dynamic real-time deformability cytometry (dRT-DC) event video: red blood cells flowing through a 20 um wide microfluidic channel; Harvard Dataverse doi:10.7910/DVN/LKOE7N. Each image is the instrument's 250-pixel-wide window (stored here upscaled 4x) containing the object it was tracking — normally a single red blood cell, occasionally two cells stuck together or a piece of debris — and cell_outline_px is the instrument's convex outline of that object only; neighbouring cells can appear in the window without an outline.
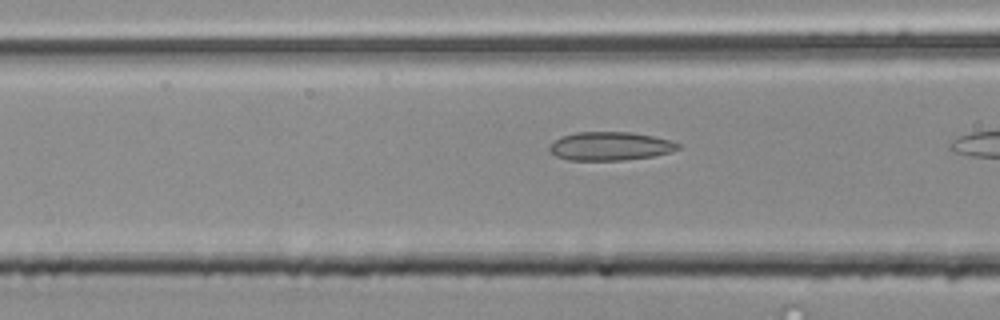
{"species": "common noctule bat (a hibernating species)", "species_latin": "Nyctalus noctula", "temperature_condition": "room temperature", "stored_images_in_passage": 8, "camera_frame_rate_fps": 3000, "um_per_image_px": 0.085, "animal": {"sex": "male", "body_mass_g": 20.4}, "frame": {"image": 1, "passage_image": 6, "time_ms": 1.667, "image_size_px": [1000, 320], "cell_outline_px": [[680, 148], [672, 152], [652, 156], [624, 160], [568, 160], [556, 156], [548, 148], [560, 136], [576, 132], [632, 132], [652, 136], [668, 140], [680, 144]], "centroid_in_image_um": [51.86, 12.42], "position_along_channel_um": 114.7, "area_um2": 21.27}}